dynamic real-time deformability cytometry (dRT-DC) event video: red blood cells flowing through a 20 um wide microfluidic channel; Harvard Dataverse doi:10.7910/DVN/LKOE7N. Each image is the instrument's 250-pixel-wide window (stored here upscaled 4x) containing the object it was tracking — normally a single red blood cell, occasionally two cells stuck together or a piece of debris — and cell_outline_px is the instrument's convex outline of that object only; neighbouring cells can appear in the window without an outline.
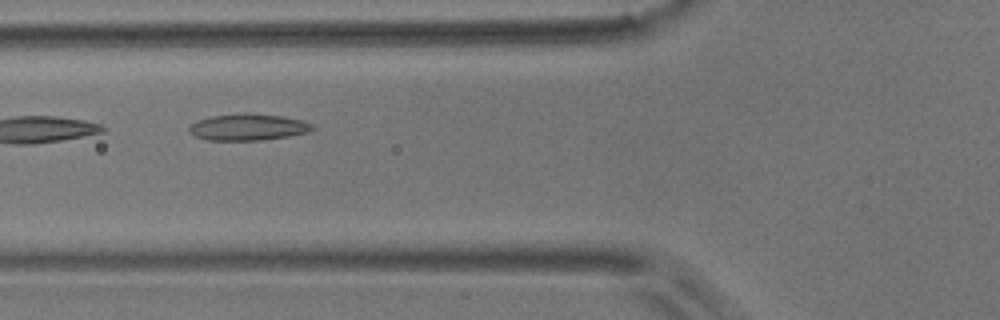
{"species": "common noctule bat (a hibernating species)", "species_latin": "Nyctalus noctula", "temperature_condition": "room temperature", "stored_images_in_passage": 2, "camera_frame_rate_fps": 3000, "um_per_image_px": 0.085, "animal": {"sex": "male", "body_mass_g": 17.9}, "frame": {"image": 1, "passage_image": 2, "time_ms": 1.333, "image_size_px": [1000, 320], "cell_outline_px": [[316, 128], [308, 132], [288, 136], [260, 140], [208, 140], [196, 136], [188, 132], [188, 128], [196, 120], [212, 116], [240, 112], [248, 112], [284, 116], [304, 120], [312, 124]], "centroid_in_image_um": [21.1, 10.78], "position_along_channel_um": 104.7, "area_um2": 19.36}}